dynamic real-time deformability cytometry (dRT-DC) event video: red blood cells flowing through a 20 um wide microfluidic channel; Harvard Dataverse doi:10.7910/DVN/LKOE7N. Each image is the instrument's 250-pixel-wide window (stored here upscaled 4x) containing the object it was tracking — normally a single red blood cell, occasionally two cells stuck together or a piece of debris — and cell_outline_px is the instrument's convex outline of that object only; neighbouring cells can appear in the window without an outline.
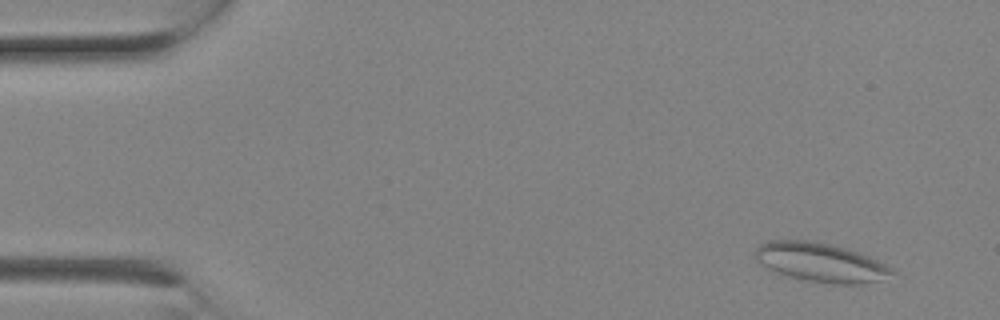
{"species": "Egyptian fruit bat (a non-hibernating species)", "species_latin": "Rousettus aegyptiacus", "temperature_condition": "room temperature", "stored_images_in_passage": 3, "camera_frame_rate_fps": 3000, "um_per_image_px": 0.085, "animal": {"sex": "female"}, "frame": {"image": 1, "passage_image": 1, "time_ms": 0.0, "image_size_px": [1000, 320], "cell_outline_px": [[896, 272], [880, 280], [860, 284], [832, 284], [808, 280], [788, 276], [768, 268], [756, 260], [756, 248], [760, 244], [768, 240], [812, 240], [848, 248], [868, 256], [892, 268]], "centroid_in_image_um": [69.76, 22.29], "position_along_channel_um": 15.2, "area_um2": 30.87}}